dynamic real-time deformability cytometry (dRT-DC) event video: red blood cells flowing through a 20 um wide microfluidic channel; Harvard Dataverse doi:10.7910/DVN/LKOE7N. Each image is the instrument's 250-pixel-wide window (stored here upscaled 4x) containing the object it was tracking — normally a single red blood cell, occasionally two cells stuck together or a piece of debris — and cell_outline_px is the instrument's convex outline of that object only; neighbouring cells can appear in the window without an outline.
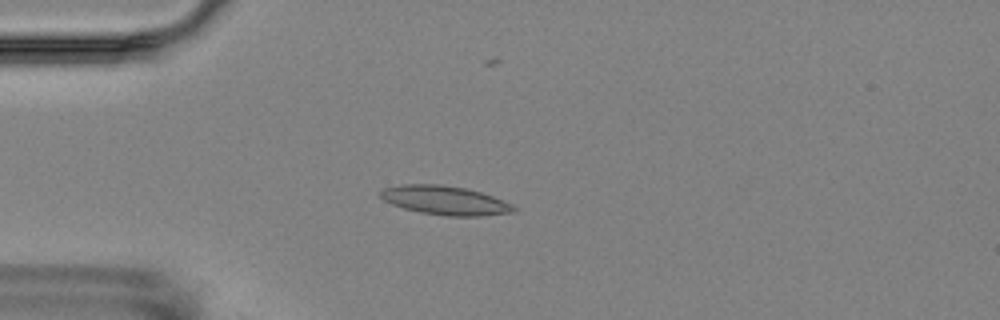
{"species": "Egyptian fruit bat (a non-hibernating species)", "species_latin": "Rousettus aegyptiacus", "temperature_condition": "room temperature", "stored_images_in_passage": 16, "camera_frame_rate_fps": 3000, "um_per_image_px": 0.085, "animal": {"sex": "female"}, "frame": {"image": 1, "passage_image": 4, "time_ms": 3.667, "image_size_px": [1000, 320], "cell_outline_px": [[520, 208], [516, 212], [480, 216], [448, 216], [420, 212], [404, 208], [392, 204], [384, 200], [376, 192], [384, 188], [404, 184], [440, 184], [468, 188], [492, 196], [512, 204]], "centroid_in_image_um": [37.85, 17.03], "position_along_channel_um": 47.2, "area_um2": 22.66}}
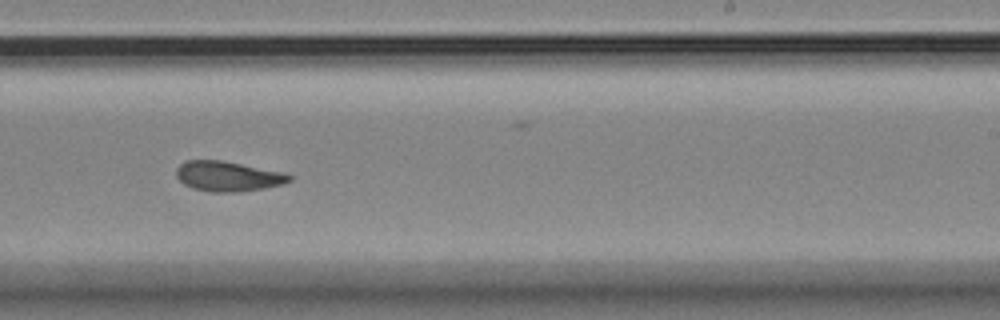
{"frame": {"image": 2, "passage_image": 10, "time_ms": 10.333, "image_size_px": [1000, 320], "cell_outline_px": [[292, 180], [284, 184], [264, 188], [240, 192], [208, 192], [192, 188], [184, 184], [176, 176], [176, 168], [184, 160], [220, 160], [284, 172], [292, 176]], "centroid_in_image_um": [19.37, 14.99], "position_along_channel_um": 269.6, "area_um2": 19.94}}
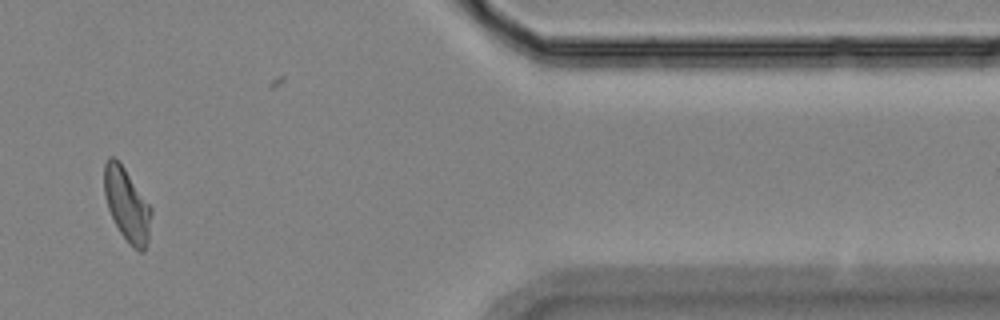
{"frame": {"image": 3, "passage_image": 14, "time_ms": 15.0, "image_size_px": [1000, 320], "cell_outline_px": [[152, 212], [148, 240], [144, 252], [140, 252], [120, 232], [108, 208], [104, 196], [104, 164], [108, 156], [112, 156], [124, 168], [152, 208]], "centroid_in_image_um": [10.78, 17.38], "position_along_channel_um": 400.6, "area_um2": 19.59}, "authors_computed_cell_mechanics": {"area_um2": 20.0277, "velocity_mm_per_s": 3.5705, "shape_relaxation_time_tau1_ms": null, "shape_relaxation_time_tau2_ms": 5.9339, "deformation_change_tau1": null, "deformation_change_tau2": 0.1214}}